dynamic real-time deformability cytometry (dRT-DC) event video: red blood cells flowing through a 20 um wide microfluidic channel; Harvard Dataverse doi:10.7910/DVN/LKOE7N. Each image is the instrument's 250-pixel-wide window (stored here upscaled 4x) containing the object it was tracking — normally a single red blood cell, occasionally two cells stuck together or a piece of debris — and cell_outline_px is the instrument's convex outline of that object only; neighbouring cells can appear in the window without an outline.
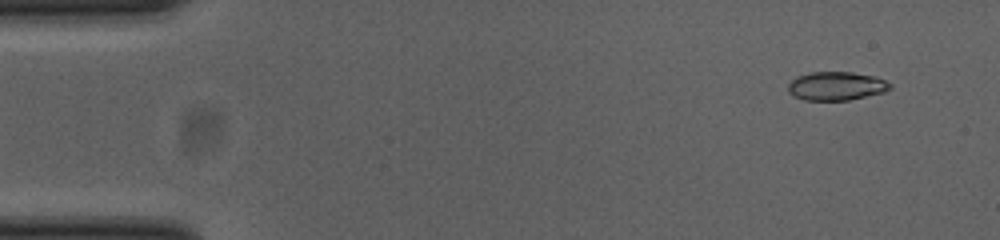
{"species": "common noctule bat (a hibernating species)", "species_latin": "Nyctalus noctula", "temperature_condition": "cold", "stored_images_in_passage": 53, "camera_frame_rate_fps": 3000, "um_per_image_px": 0.085, "animal": {"sex": "female", "body_mass_g": 23.0, "forearm_length_mm": 53.4}, "frame": {"image": 1, "passage_image": 4, "time_ms": 1.0, "image_size_px": [1000, 240], "cell_outline_px": [[892, 88], [884, 92], [848, 100], [804, 100], [792, 96], [788, 92], [788, 84], [796, 76], [812, 72], [852, 72], [876, 76], [892, 84]], "centroid_in_image_um": [71.08, 7.31], "position_along_channel_um": 13.9, "area_um2": 17.11}}
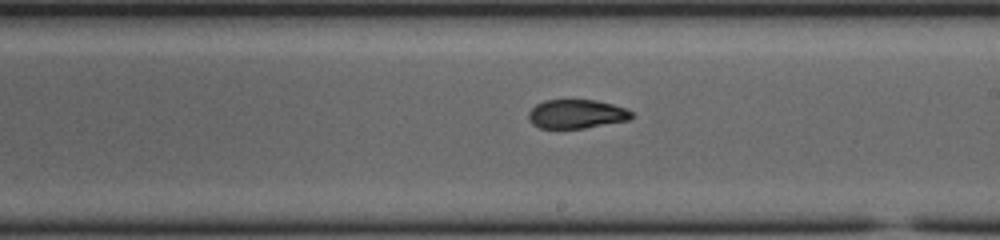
{"frame": {"image": 2, "passage_image": 30, "time_ms": 9.667, "image_size_px": [1000, 240], "cell_outline_px": [[632, 116], [628, 120], [584, 128], [540, 128], [532, 124], [528, 116], [528, 112], [536, 104], [544, 100], [596, 100], [628, 108], [632, 112]], "centroid_in_image_um": [49.0, 9.68], "position_along_channel_um": 240.0, "area_um2": 17.34}}
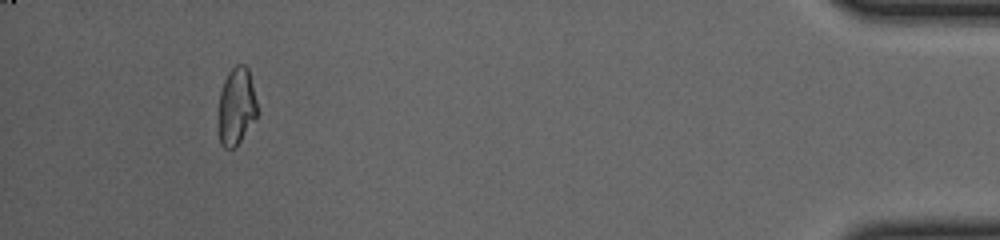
{"frame": {"image": 3, "passage_image": 49, "time_ms": 16.0, "image_size_px": [1000, 240], "cell_outline_px": [[256, 120], [236, 148], [224, 148], [220, 144], [216, 128], [216, 124], [220, 92], [224, 80], [228, 72], [236, 64], [244, 64], [248, 68], [256, 100]], "centroid_in_image_um": [20.05, 9.11], "position_along_channel_um": 415.2, "area_um2": 18.15}, "authors_computed_cell_mechanics": {"area_um2": 18.0336, "velocity_mm_per_s": 3.8759, "shape_relaxation_time_tau1_ms": 8.0052, "shape_relaxation_time_tau2_ms": 2.7173, "deformation_change_tau1": 0.2083, "deformation_change_tau2": 0.0804}}